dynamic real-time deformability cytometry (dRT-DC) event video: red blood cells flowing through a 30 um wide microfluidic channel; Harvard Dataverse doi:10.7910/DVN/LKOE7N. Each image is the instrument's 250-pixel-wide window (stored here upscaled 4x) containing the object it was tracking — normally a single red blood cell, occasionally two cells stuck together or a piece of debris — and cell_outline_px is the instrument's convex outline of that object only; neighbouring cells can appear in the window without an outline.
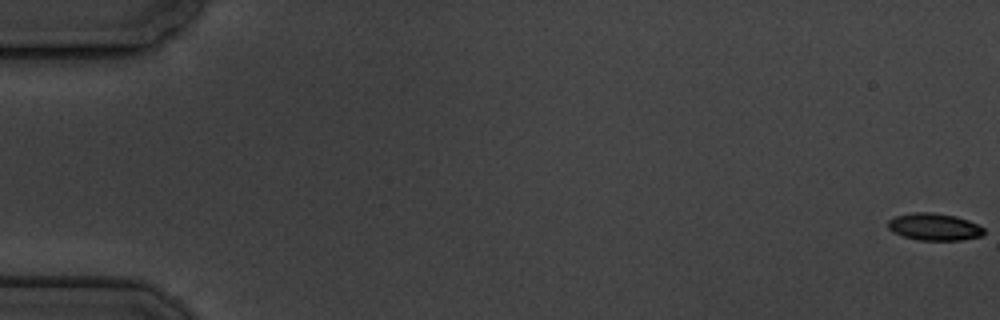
{"species": "common noctule bat (a hibernating species)", "species_latin": "Nyctalus noctula", "temperature_condition": "cold", "stored_images_in_passage": 6, "camera_frame_rate_fps": 3000, "um_per_image_px": 0.085, "animal": {"sex": "male", "body_mass_g": 19.5, "forearm_length_mm": 54.6}, "frame": {"image": 1, "passage_image": 1, "time_ms": 0.0, "image_size_px": [1000, 320], "cell_outline_px": [[984, 236], [960, 240], [920, 240], [904, 236], [892, 232], [888, 228], [888, 220], [896, 216], [912, 212], [932, 212], [956, 216], [968, 220], [984, 228]], "centroid_in_image_um": [79.42, 19.28], "position_along_channel_um": 5.6, "area_um2": 15.2}}
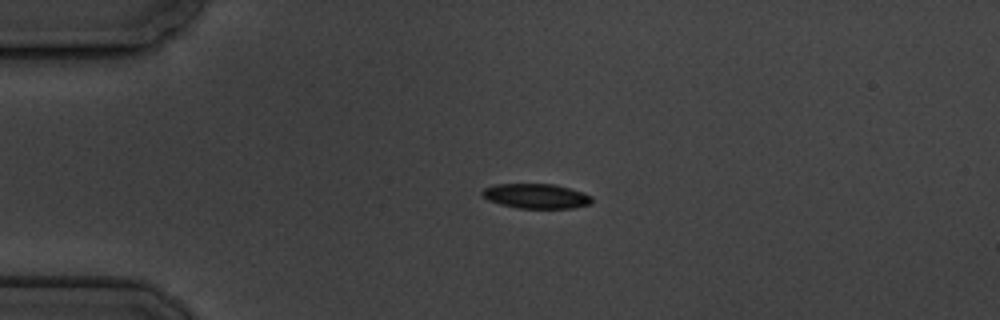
{"frame": {"image": 2, "passage_image": 5, "time_ms": 4.667, "image_size_px": [1000, 320], "cell_outline_px": [[592, 204], [572, 208], [516, 208], [500, 204], [488, 200], [480, 192], [484, 188], [496, 184], [556, 184], [592, 196]], "centroid_in_image_um": [45.56, 16.67], "position_along_channel_um": 39.4, "area_um2": 15.78}}